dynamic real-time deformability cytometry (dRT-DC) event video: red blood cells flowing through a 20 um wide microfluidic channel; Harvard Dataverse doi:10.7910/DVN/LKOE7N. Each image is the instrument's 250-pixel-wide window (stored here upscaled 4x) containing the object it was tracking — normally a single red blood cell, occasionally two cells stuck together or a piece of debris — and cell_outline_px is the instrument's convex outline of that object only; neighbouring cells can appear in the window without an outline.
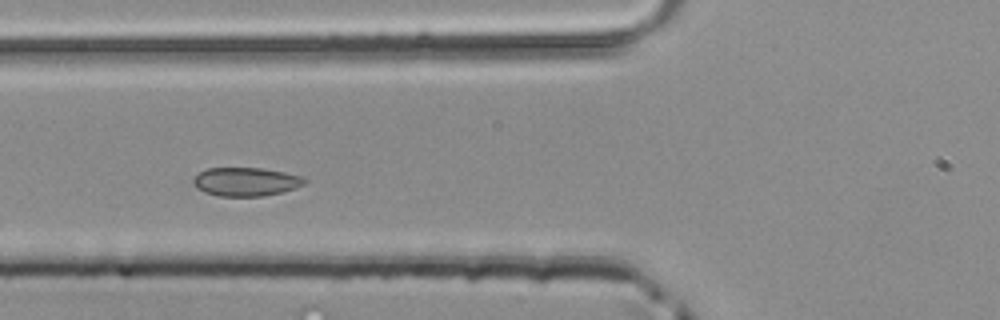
{"species": "common noctule bat (a hibernating species)", "species_latin": "Nyctalus noctula", "temperature_condition": "room temperature", "stored_images_in_passage": 35, "camera_frame_rate_fps": 3000, "um_per_image_px": 0.085, "animal": {"sex": "male", "body_mass_g": 20.4}, "frame": {"image": 1, "passage_image": 6, "time_ms": 1.667, "image_size_px": [1000, 320], "cell_outline_px": [[308, 180], [304, 184], [296, 188], [264, 196], [220, 196], [204, 192], [196, 188], [192, 184], [192, 180], [200, 172], [208, 168], [260, 168], [284, 172], [304, 176]], "centroid_in_image_um": [20.91, 15.45], "position_along_channel_um": 104.9, "area_um2": 18.61}}